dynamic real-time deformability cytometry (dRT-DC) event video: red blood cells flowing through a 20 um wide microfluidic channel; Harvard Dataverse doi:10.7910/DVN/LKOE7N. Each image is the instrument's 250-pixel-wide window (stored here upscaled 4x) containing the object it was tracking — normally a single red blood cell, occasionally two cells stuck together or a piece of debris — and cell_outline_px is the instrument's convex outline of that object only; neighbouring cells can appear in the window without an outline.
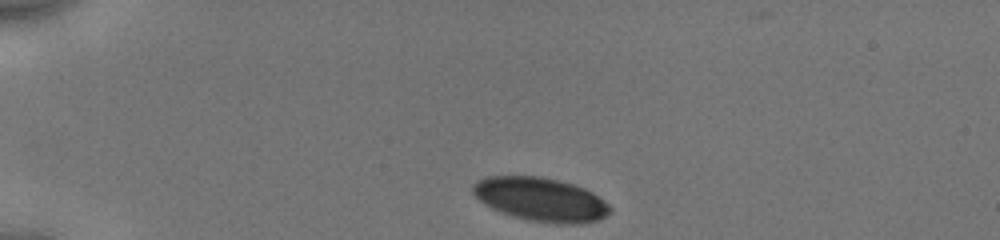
{"species": "human", "species_latin": "Homo sapiens", "temperature_condition": "cold", "stored_images_in_passage": 10, "camera_frame_rate_fps": 3000, "um_per_image_px": 0.085, "donor": {"sex": "male"}, "frame": {"image": 1, "passage_image": 1, "time_ms": 0.0, "image_size_px": [1000, 240], "cell_outline_px": [[612, 212], [600, 220], [584, 224], [552, 224], [528, 220], [492, 208], [484, 204], [472, 192], [472, 184], [476, 180], [484, 176], [540, 176], [572, 184], [584, 188], [592, 192], [608, 204], [612, 208]], "centroid_in_image_um": [45.98, 16.96], "position_along_channel_um": 39.0, "area_um2": 35.08}}
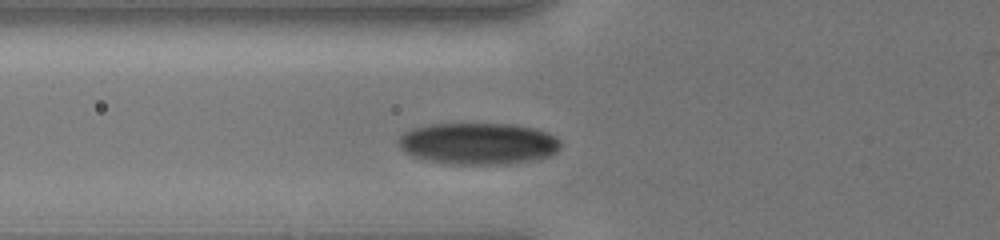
{"frame": {"image": 2, "passage_image": 9, "time_ms": 2.667, "image_size_px": [1000, 240], "cell_outline_px": [[560, 148], [556, 152], [548, 156], [536, 160], [508, 164], [444, 164], [412, 156], [404, 152], [400, 148], [400, 136], [404, 132], [412, 128], [428, 124], [516, 124], [548, 132], [556, 136], [560, 140]], "centroid_in_image_um": [40.67, 12.21], "position_along_channel_um": 85.1, "area_um2": 39.65}}